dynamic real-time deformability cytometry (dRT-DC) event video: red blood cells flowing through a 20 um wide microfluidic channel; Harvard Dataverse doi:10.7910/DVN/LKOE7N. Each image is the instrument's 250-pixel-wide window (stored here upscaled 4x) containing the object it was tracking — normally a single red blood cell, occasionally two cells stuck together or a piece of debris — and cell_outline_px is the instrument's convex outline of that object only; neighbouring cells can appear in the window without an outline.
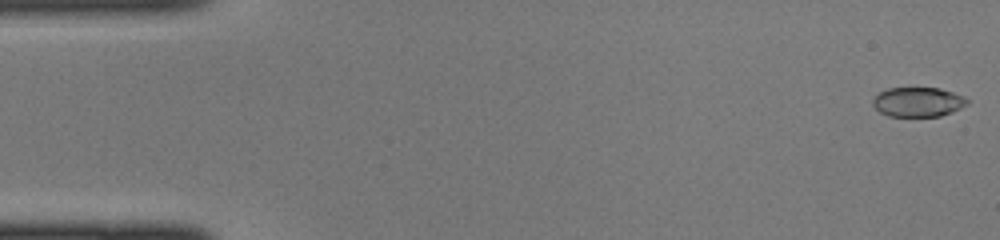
{"species": "common noctule bat (a hibernating species)", "species_latin": "Nyctalus noctula", "temperature_condition": "cold", "stored_images_in_passage": 13, "camera_frame_rate_fps": 3000, "um_per_image_px": 0.085, "animal": {"sex": "female", "body_mass_g": 22.0, "forearm_length_mm": 56.7}, "frame": {"image": 1, "passage_image": 1, "time_ms": 0.0, "image_size_px": [1000, 240], "cell_outline_px": [[968, 104], [952, 112], [940, 116], [888, 116], [880, 112], [872, 104], [872, 100], [880, 92], [888, 88], [940, 88], [964, 96], [968, 100]], "centroid_in_image_um": [78.03, 8.67], "position_along_channel_um": 7.0, "area_um2": 16.18}}
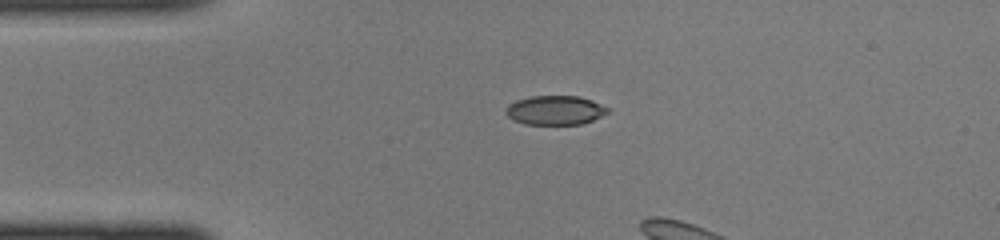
{"frame": {"image": 2, "passage_image": 10, "time_ms": 3.0, "image_size_px": [1000, 240], "cell_outline_px": [[608, 112], [592, 120], [580, 124], [524, 124], [512, 120], [504, 112], [508, 104], [516, 100], [532, 96], [580, 96], [592, 100], [608, 108]], "centroid_in_image_um": [47.14, 9.36], "position_along_channel_um": 37.9, "area_um2": 17.28}}